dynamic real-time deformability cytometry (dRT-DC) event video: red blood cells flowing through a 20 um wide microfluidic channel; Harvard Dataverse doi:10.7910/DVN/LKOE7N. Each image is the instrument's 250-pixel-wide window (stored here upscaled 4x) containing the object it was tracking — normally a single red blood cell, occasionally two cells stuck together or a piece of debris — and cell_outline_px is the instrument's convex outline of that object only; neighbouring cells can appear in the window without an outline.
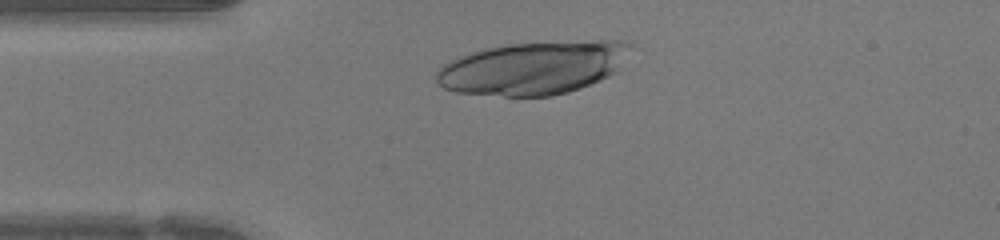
{"species": "human", "species_latin": "Homo sapiens", "temperature_condition": "warm", "stored_images_in_passage": 28, "camera_frame_rate_fps": 3000, "um_per_image_px": 0.085, "donor": {"sex": "female"}, "frame": {"image": 1, "passage_image": 1, "time_ms": 0.0, "image_size_px": [1000, 240], "cell_outline_px": [[632, 44], [616, 72], [600, 80], [580, 88], [568, 92], [552, 96], [504, 96], [456, 92], [444, 88], [436, 80], [436, 72], [444, 64], [460, 56], [472, 52], [488, 48], [508, 44], [592, 40], [624, 40]], "centroid_in_image_um": [45.34, 5.77], "position_along_channel_um": 39.7, "area_um2": 59.71}}
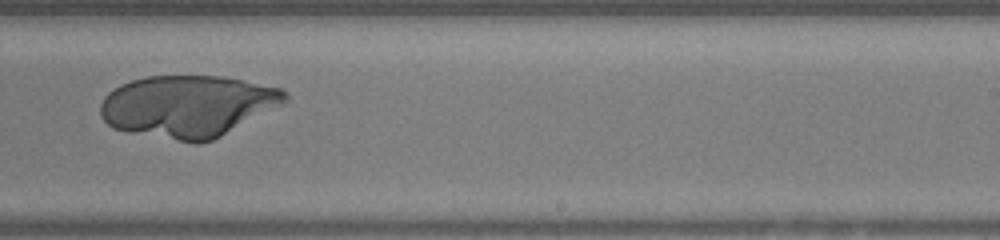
{"frame": {"image": 2, "passage_image": 19, "time_ms": 6.0, "image_size_px": [1000, 240], "cell_outline_px": [[288, 100], [220, 136], [212, 140], [200, 144], [192, 144], [128, 132], [112, 128], [100, 116], [100, 104], [104, 96], [108, 92], [120, 84], [132, 80], [148, 76], [220, 76], [280, 88], [288, 92]], "centroid_in_image_um": [15.89, 9.03], "position_along_channel_um": 273.1, "area_um2": 66.35}}
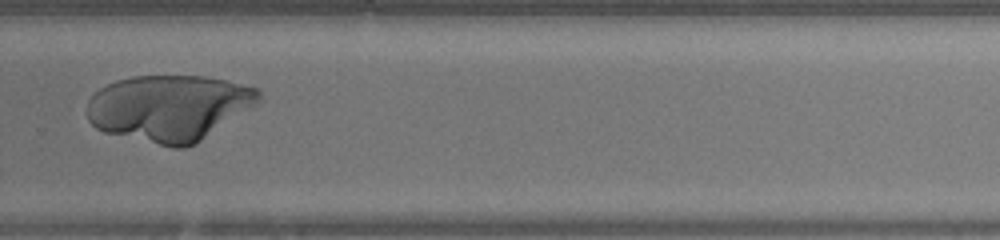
{"frame": {"image": 3, "passage_image": 22, "time_ms": 7.0, "image_size_px": [1000, 240], "cell_outline_px": [[260, 104], [196, 144], [184, 148], [172, 148], [104, 132], [96, 128], [88, 120], [88, 100], [100, 88], [116, 80], [132, 76], [204, 76], [228, 80], [256, 88], [260, 92]], "centroid_in_image_um": [14.42, 9.18], "position_along_channel_um": 315.4, "area_um2": 66.76}}